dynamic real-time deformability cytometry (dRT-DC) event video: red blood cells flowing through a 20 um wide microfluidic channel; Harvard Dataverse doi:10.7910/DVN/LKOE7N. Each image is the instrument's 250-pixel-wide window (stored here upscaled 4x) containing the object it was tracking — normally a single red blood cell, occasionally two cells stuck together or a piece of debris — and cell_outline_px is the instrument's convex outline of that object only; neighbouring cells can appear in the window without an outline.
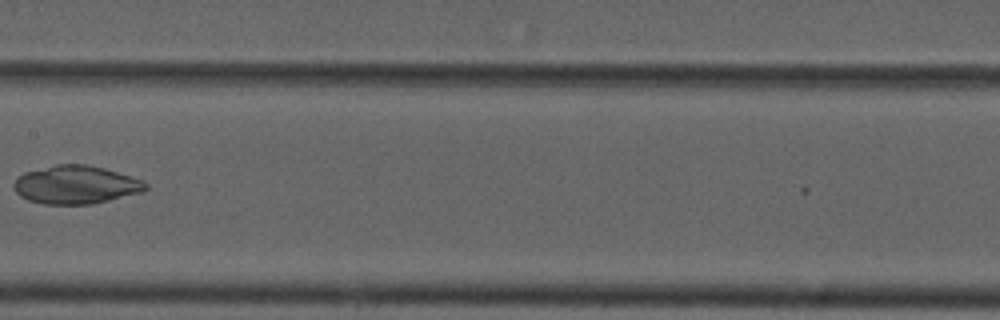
{"species": "common noctule bat (a hibernating species)", "species_latin": "Nyctalus noctula", "temperature_condition": "cold", "stored_images_in_passage": 10, "camera_frame_rate_fps": 3000, "um_per_image_px": 0.085, "animal": {"sex": "male", "forearm_length_mm": 52.5}, "frame": {"image": 1, "passage_image": 9, "time_ms": 9.333, "image_size_px": [1000, 320], "cell_outline_px": [[148, 188], [140, 192], [92, 204], [44, 204], [28, 200], [20, 196], [16, 192], [12, 184], [16, 176], [24, 172], [56, 164], [88, 164], [104, 168], [144, 180], [148, 184]], "centroid_in_image_um": [6.41, 15.69], "position_along_channel_um": 201.0, "area_um2": 29.48}}
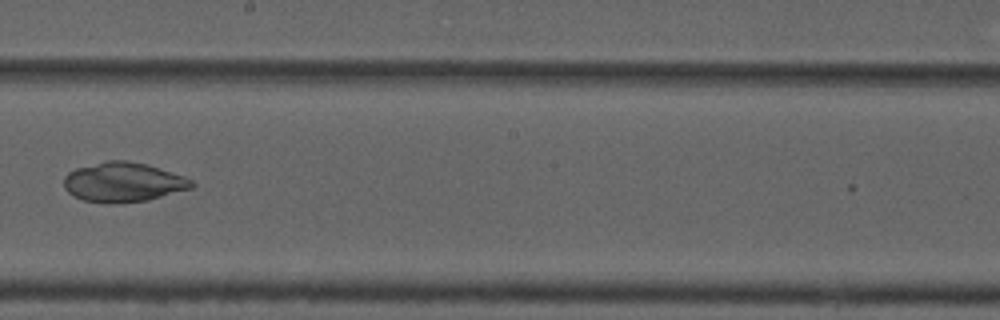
{"frame": {"image": 2, "passage_image": 10, "time_ms": 10.333, "image_size_px": [1000, 320], "cell_outline_px": [[196, 184], [192, 188], [148, 200], [84, 200], [72, 196], [64, 188], [64, 176], [68, 172], [76, 168], [108, 160], [124, 160], [148, 164], [184, 176], [192, 180]], "centroid_in_image_um": [10.5, 15.43], "position_along_channel_um": 237.7, "area_um2": 28.67}}